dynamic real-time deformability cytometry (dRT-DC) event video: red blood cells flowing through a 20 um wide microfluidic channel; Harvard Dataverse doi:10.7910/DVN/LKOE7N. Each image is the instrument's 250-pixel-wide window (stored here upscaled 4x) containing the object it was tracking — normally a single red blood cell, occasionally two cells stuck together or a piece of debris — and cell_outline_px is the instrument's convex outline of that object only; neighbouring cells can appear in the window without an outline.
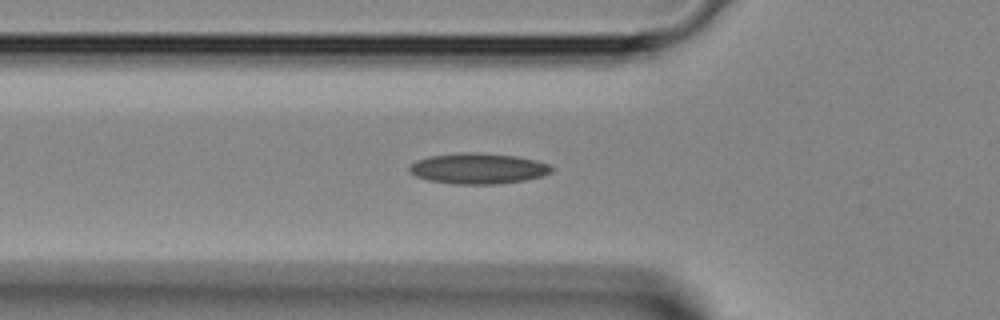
{"species": "Egyptian fruit bat (a non-hibernating species)", "species_latin": "Rousettus aegyptiacus", "temperature_condition": "room temperature", "stored_images_in_passage": 44, "camera_frame_rate_fps": 3000, "um_per_image_px": 0.085, "animal": {"sex": "female"}, "frame": {"image": 1, "passage_image": 14, "time_ms": 4.333, "image_size_px": [1000, 320], "cell_outline_px": [[556, 168], [552, 172], [544, 176], [524, 180], [496, 184], [456, 184], [428, 180], [416, 176], [408, 172], [408, 168], [416, 160], [428, 156], [460, 152], [480, 152], [516, 156], [536, 160], [548, 164]], "centroid_in_image_um": [40.65, 14.31], "position_along_channel_um": 85.1, "area_um2": 25.72}}
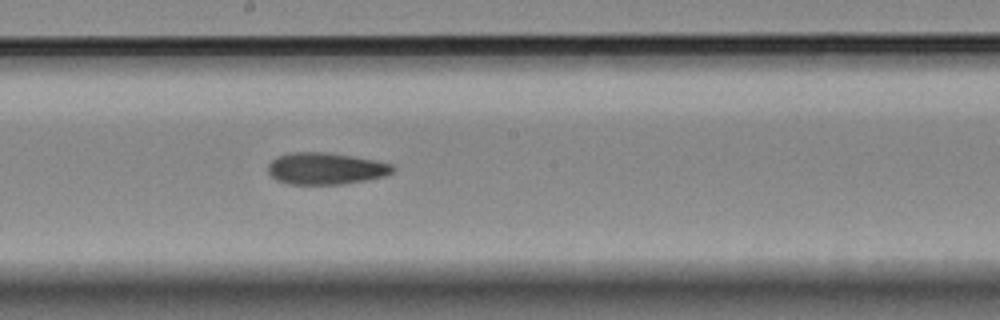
{"frame": {"image": 2, "passage_image": 23, "time_ms": 7.333, "image_size_px": [1000, 320], "cell_outline_px": [[396, 168], [392, 172], [384, 176], [368, 180], [344, 184], [288, 184], [276, 180], [268, 172], [268, 164], [276, 156], [288, 152], [328, 152], [356, 156], [376, 160], [392, 164]], "centroid_in_image_um": [27.69, 14.31], "position_along_channel_um": 220.5, "area_um2": 23.47}}
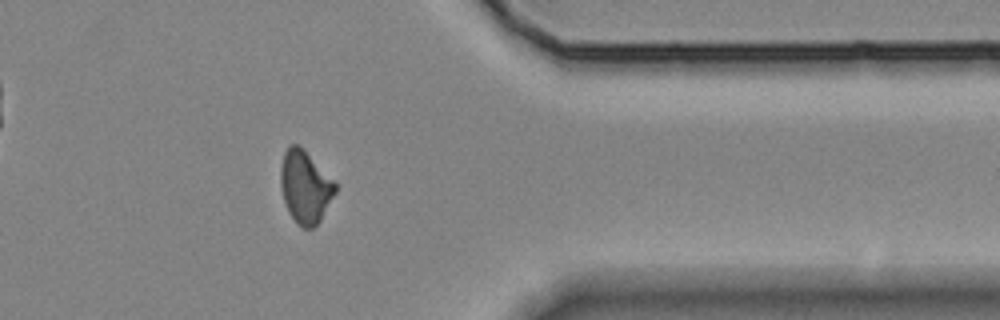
{"frame": {"image": 3, "passage_image": 35, "time_ms": 11.333, "image_size_px": [1000, 320], "cell_outline_px": [[336, 192], [320, 220], [312, 228], [304, 228], [296, 224], [288, 212], [284, 200], [280, 184], [280, 168], [284, 152], [288, 144], [296, 144], [336, 184]], "centroid_in_image_um": [25.9, 15.93], "position_along_channel_um": 385.5, "area_um2": 22.48}}